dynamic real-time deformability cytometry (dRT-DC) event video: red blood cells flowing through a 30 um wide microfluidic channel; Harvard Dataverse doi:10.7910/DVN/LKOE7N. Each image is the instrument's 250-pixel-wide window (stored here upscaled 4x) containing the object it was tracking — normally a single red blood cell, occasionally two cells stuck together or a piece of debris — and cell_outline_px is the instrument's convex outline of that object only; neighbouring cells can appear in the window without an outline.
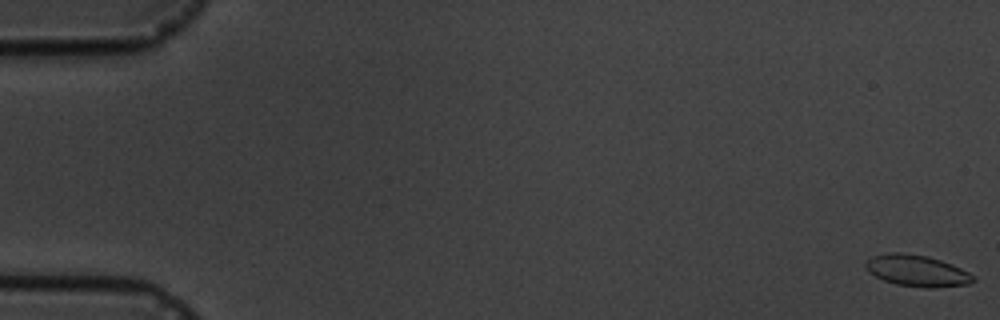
{"species": "common noctule bat (a hibernating species)", "species_latin": "Nyctalus noctula", "temperature_condition": "cold", "stored_images_in_passage": 6, "camera_frame_rate_fps": 3000, "um_per_image_px": 0.085, "animal": {"sex": "male", "body_mass_g": 19.5, "forearm_length_mm": 54.6}, "frame": {"image": 1, "passage_image": 1, "time_ms": 0.0, "image_size_px": [1000, 320], "cell_outline_px": [[976, 280], [968, 284], [932, 288], [928, 288], [896, 284], [884, 280], [868, 272], [864, 264], [872, 256], [892, 252], [900, 252], [928, 256], [952, 264], [968, 272]], "centroid_in_image_um": [77.93, 23.01], "position_along_channel_um": 7.1, "area_um2": 19.54}}
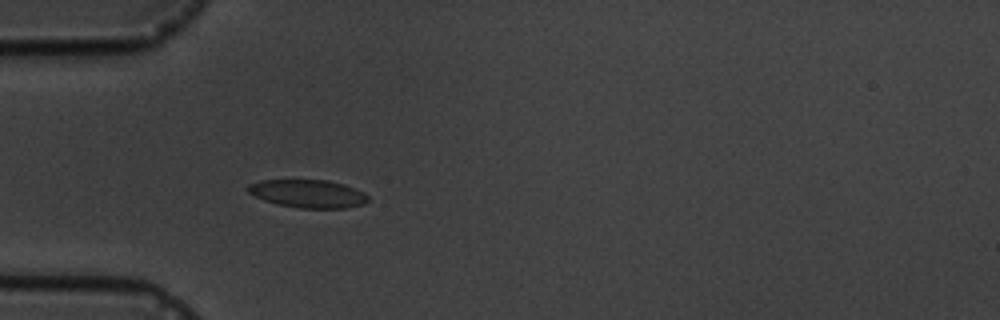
{"frame": {"image": 2, "passage_image": 6, "time_ms": 5.667, "image_size_px": [1000, 320], "cell_outline_px": [[368, 200], [364, 204], [344, 208], [300, 208], [280, 204], [264, 200], [248, 192], [244, 188], [248, 184], [264, 180], [328, 180], [344, 184], [364, 192], [368, 196]], "centroid_in_image_um": [26.18, 16.45], "position_along_channel_um": 58.8, "area_um2": 19.54}}